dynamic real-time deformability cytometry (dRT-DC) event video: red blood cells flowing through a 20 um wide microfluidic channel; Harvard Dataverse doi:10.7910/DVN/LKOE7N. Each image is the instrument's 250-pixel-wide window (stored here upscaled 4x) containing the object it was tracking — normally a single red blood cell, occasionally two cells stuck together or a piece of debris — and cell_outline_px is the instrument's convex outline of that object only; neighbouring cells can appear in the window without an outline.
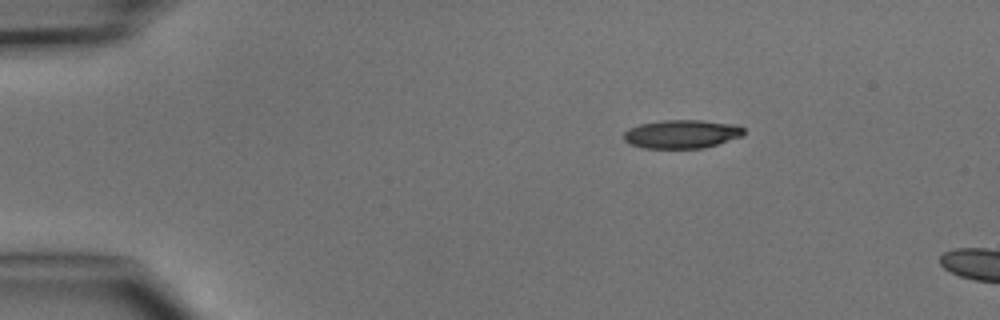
{"species": "common noctule bat (a hibernating species)", "species_latin": "Nyctalus noctula", "temperature_condition": "cold", "stored_images_in_passage": 2, "camera_frame_rate_fps": 3000, "um_per_image_px": 0.085, "animal": {"sex": "male", "body_mass_g": 15.6}, "frame": {"image": 1, "passage_image": 1, "time_ms": 0.0, "image_size_px": [1000, 320], "cell_outline_px": [[744, 132], [740, 136], [704, 148], [644, 148], [628, 144], [624, 140], [624, 132], [628, 128], [640, 124], [664, 120], [700, 120], [740, 124], [744, 128]], "centroid_in_image_um": [57.93, 11.38], "position_along_channel_um": 27.1, "area_um2": 20.0}}